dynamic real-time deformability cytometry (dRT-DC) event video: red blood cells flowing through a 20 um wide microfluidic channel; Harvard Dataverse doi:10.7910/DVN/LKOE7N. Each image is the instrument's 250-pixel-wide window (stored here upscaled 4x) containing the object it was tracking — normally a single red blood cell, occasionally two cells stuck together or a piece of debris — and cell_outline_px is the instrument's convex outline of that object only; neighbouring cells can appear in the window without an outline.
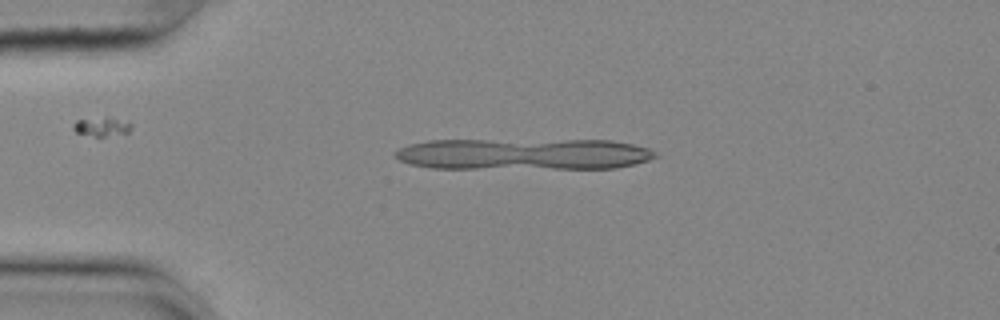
{"species": "common noctule bat (a hibernating species)", "species_latin": "Nyctalus noctula", "temperature_condition": "cold", "stored_images_in_passage": 12, "camera_frame_rate_fps": 3000, "um_per_image_px": 0.085, "animal": {"sex": "female", "body_mass_g": 25.1}, "frame": {"image": 1, "passage_image": 10, "time_ms": 3.0, "image_size_px": [1000, 320], "cell_outline_px": [[656, 156], [648, 160], [616, 168], [432, 168], [412, 164], [400, 160], [396, 156], [396, 152], [400, 148], [412, 144], [428, 140], [612, 140], [632, 144], [648, 148], [656, 152]], "centroid_in_image_um": [44.53, 13.09], "position_along_channel_um": 40.5, "area_um2": 47.4}}